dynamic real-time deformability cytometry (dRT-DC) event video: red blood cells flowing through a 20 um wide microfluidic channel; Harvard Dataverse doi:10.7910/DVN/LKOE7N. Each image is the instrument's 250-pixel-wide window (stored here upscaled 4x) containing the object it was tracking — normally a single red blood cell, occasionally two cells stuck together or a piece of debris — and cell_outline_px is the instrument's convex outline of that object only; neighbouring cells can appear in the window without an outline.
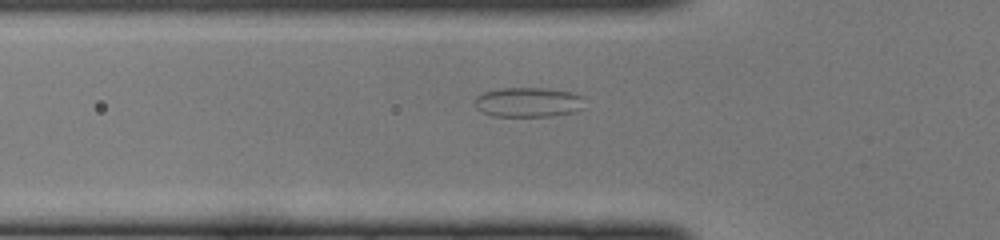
{"species": "common noctule bat (a hibernating species)", "species_latin": "Nyctalus noctula", "temperature_condition": "cold", "stored_images_in_passage": 32, "camera_frame_rate_fps": 3000, "um_per_image_px": 0.085, "animal": {"sex": "female", "body_mass_g": 22.0, "forearm_length_mm": 56.7}, "frame": {"image": 1, "passage_image": 5, "time_ms": 1.333, "image_size_px": [1000, 240], "cell_outline_px": [[584, 108], [572, 112], [548, 116], [492, 116], [476, 108], [472, 100], [476, 96], [484, 92], [500, 88], [544, 88], [572, 92], [584, 96]], "centroid_in_image_um": [44.89, 8.68], "position_along_channel_um": 80.9, "area_um2": 19.19}}
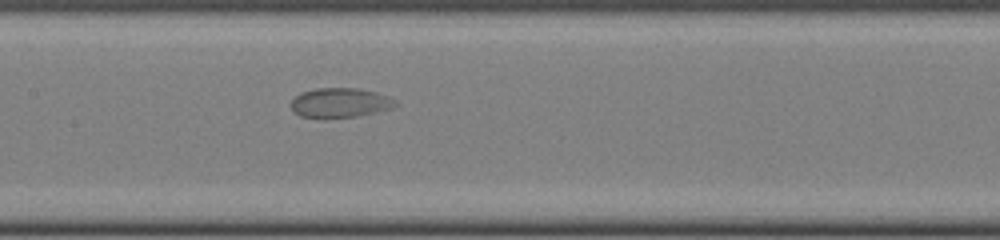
{"frame": {"image": 2, "passage_image": 12, "time_ms": 3.667, "image_size_px": [1000, 240], "cell_outline_px": [[400, 104], [396, 108], [356, 116], [300, 116], [292, 112], [292, 100], [300, 92], [316, 88], [360, 88], [376, 92], [388, 96], [396, 100]], "centroid_in_image_um": [28.98, 8.7], "position_along_channel_um": 178.4, "area_um2": 17.86}}
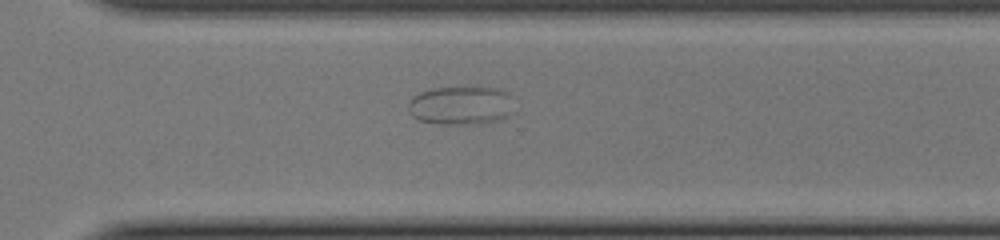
{"frame": {"image": 3, "passage_image": 23, "time_ms": 7.333, "image_size_px": [1000, 240], "cell_outline_px": [[516, 112], [512, 116], [500, 120], [484, 124], [444, 124], [416, 120], [408, 112], [408, 100], [412, 96], [420, 92], [432, 88], [500, 88], [508, 92], [512, 96]], "centroid_in_image_um": [39.24, 8.98], "position_along_channel_um": 331.4, "area_um2": 24.62}}